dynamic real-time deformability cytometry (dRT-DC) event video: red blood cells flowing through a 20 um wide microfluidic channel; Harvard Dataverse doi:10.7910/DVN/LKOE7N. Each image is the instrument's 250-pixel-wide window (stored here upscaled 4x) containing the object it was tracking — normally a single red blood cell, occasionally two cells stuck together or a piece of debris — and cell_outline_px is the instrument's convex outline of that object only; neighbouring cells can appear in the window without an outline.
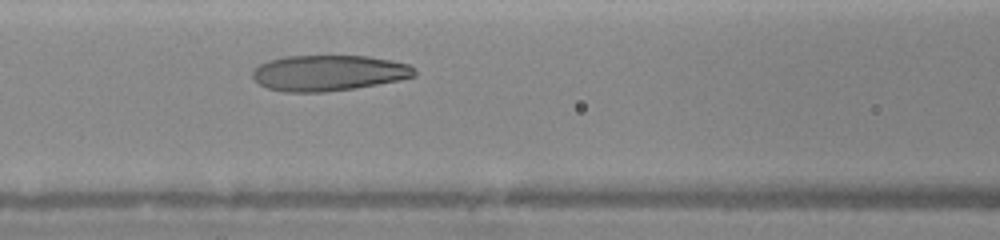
{"species": "human", "species_latin": "Homo sapiens", "temperature_condition": "warm", "stored_images_in_passage": 22, "camera_frame_rate_fps": 3000, "um_per_image_px": 0.085, "donor": {"sex": "female"}, "frame": {"image": 1, "passage_image": 13, "time_ms": 3.0, "image_size_px": [1000, 240], "cell_outline_px": [[416, 76], [400, 80], [356, 88], [324, 92], [284, 92], [268, 88], [260, 84], [252, 76], [252, 72], [260, 64], [268, 60], [284, 56], [368, 56], [392, 60], [408, 64], [416, 68]], "centroid_in_image_um": [27.96, 6.2], "position_along_channel_um": 138.6, "area_um2": 33.87}}
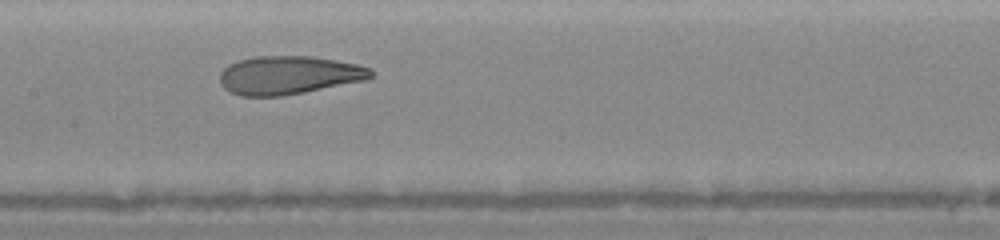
{"frame": {"image": 2, "passage_image": 22, "time_ms": 4.0, "image_size_px": [1000, 240], "cell_outline_px": [[372, 76], [368, 80], [284, 96], [240, 96], [224, 88], [220, 84], [220, 72], [228, 64], [236, 60], [256, 56], [308, 56], [336, 60], [360, 64], [372, 68]], "centroid_in_image_um": [24.56, 6.38], "position_along_channel_um": 182.8, "area_um2": 34.16}}